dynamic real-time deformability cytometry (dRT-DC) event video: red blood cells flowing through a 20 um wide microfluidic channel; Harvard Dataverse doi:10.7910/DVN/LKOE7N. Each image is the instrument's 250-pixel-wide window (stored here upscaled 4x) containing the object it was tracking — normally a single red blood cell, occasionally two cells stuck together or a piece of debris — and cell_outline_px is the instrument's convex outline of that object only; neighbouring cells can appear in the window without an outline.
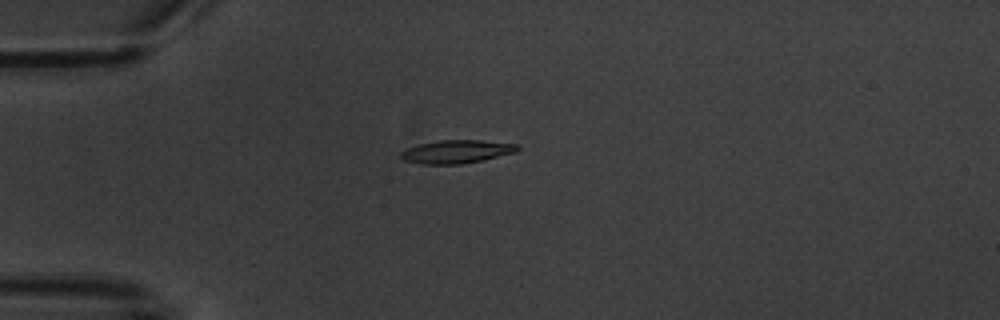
{"species": "common noctule bat (a hibernating species)", "species_latin": "Nyctalus noctula", "temperature_condition": "warm", "stored_images_in_passage": 1, "camera_frame_rate_fps": 3000, "um_per_image_px": 0.085, "animal": {"sex": "male", "body_mass_g": 20.1, "forearm_length_mm": 53.5}, "frame": {"image": 1, "passage_image": 1, "time_ms": 0.0, "image_size_px": [1000, 320], "cell_outline_px": [[520, 148], [516, 152], [484, 160], [460, 164], [420, 164], [404, 160], [400, 156], [400, 152], [404, 148], [416, 144], [440, 140], [480, 140], [520, 144]], "centroid_in_image_um": [38.8, 12.88], "position_along_channel_um": 46.2, "area_um2": 16.07}}